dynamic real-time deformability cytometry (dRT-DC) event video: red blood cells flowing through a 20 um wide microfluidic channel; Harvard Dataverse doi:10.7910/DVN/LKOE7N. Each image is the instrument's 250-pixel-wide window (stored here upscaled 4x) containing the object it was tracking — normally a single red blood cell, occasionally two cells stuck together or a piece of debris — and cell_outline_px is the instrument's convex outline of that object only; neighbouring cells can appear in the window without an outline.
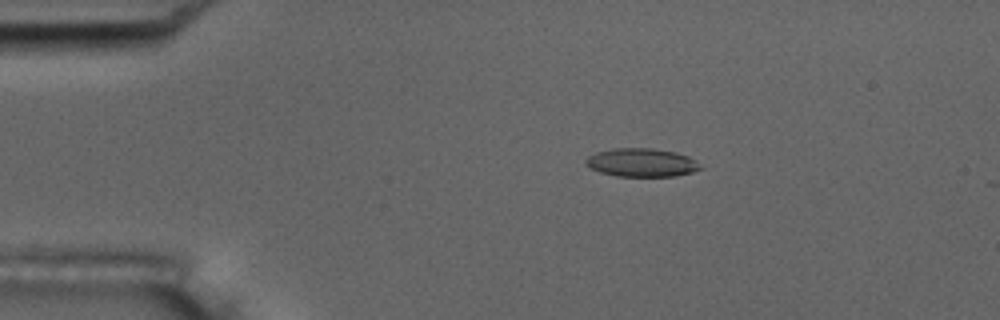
{"species": "common noctule bat (a hibernating species)", "species_latin": "Nyctalus noctula", "temperature_condition": "room temperature", "stored_images_in_passage": 6, "camera_frame_rate_fps": 3000, "um_per_image_px": 0.085, "animal": {"sex": "male", "body_mass_g": 17.5, "forearm_length_mm": 52.3}, "frame": {"image": 1, "passage_image": 3, "time_ms": 0.667, "image_size_px": [1000, 320], "cell_outline_px": [[700, 168], [692, 172], [676, 176], [616, 176], [600, 172], [584, 164], [584, 160], [588, 156], [596, 152], [612, 148], [652, 148], [676, 152], [688, 156], [696, 160]], "centroid_in_image_um": [54.5, 13.81], "position_along_channel_um": 30.5, "area_um2": 18.96}}
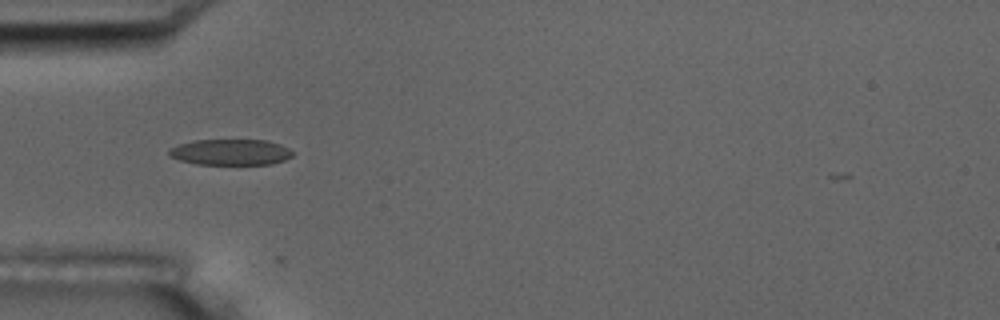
{"frame": {"image": 2, "passage_image": 5, "time_ms": 1.333, "image_size_px": [1000, 320], "cell_outline_px": [[296, 152], [292, 156], [284, 160], [272, 164], [196, 164], [180, 160], [168, 156], [168, 148], [176, 144], [192, 140], [264, 140], [280, 144]], "centroid_in_image_um": [19.56, 12.92], "position_along_channel_um": 65.4, "area_um2": 18.9}}